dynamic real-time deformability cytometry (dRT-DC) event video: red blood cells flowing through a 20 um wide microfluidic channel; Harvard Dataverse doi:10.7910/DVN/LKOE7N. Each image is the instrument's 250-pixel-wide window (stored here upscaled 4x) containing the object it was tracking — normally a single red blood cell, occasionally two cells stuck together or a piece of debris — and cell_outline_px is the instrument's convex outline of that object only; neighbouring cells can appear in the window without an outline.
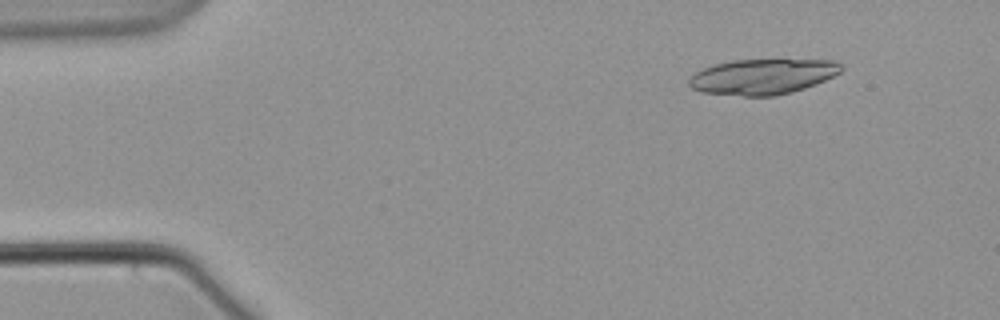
{"species": "common noctule bat (a hibernating species)", "species_latin": "Nyctalus noctula", "temperature_condition": "warm", "stored_images_in_passage": 22, "camera_frame_rate_fps": 3000, "um_per_image_px": 0.085, "animal": {"sex": "male", "body_mass_g": 21.5, "forearm_length_mm": 52.0}, "frame": {"image": 1, "passage_image": 7, "time_ms": 2.0, "image_size_px": [1000, 320], "cell_outline_px": [[844, 68], [840, 72], [816, 84], [792, 92], [776, 96], [744, 96], [704, 92], [692, 88], [688, 84], [688, 80], [692, 72], [716, 64], [732, 60], [836, 60]], "centroid_in_image_um": [64.81, 6.51], "position_along_channel_um": 20.2, "area_um2": 31.39}}